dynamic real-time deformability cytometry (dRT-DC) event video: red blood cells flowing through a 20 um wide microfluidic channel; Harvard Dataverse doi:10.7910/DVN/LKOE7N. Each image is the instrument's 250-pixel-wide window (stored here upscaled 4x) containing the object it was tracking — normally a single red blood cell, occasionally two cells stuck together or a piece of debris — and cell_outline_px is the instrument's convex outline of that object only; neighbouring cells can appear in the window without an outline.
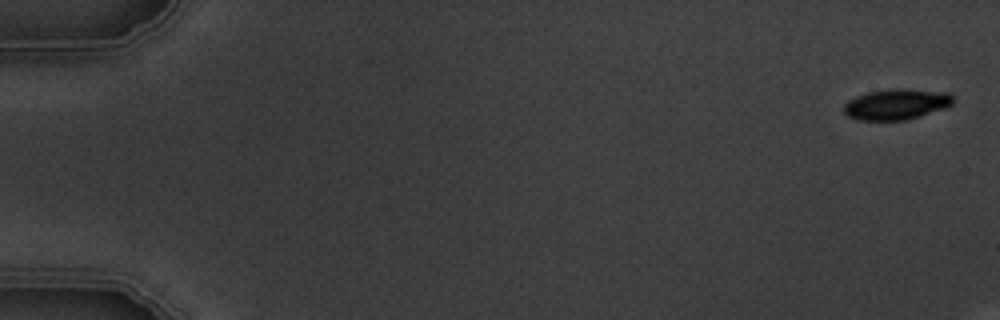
{"species": "common noctule bat (a hibernating species)", "species_latin": "Nyctalus noctula", "temperature_condition": "warm", "stored_images_in_passage": 4, "camera_frame_rate_fps": 3000, "um_per_image_px": 0.085, "animal": {"sex": "male", "body_mass_g": 19.5, "forearm_length_mm": 54.6}, "frame": {"image": 1, "passage_image": 1, "time_ms": 0.0, "image_size_px": [1000, 320], "cell_outline_px": [[952, 104], [944, 108], [904, 120], [856, 120], [848, 116], [844, 112], [844, 104], [848, 100], [856, 96], [868, 92], [888, 88], [908, 88], [948, 92], [952, 96]], "centroid_in_image_um": [76.16, 8.84], "position_along_channel_um": 8.8, "area_um2": 19.59}}